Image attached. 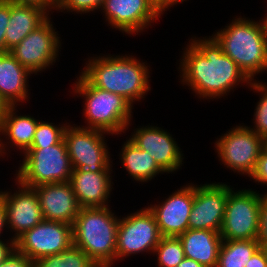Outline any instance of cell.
<instances>
[{"label": "cell", "mask_w": 267, "mask_h": 267, "mask_svg": "<svg viewBox=\"0 0 267 267\" xmlns=\"http://www.w3.org/2000/svg\"><path fill=\"white\" fill-rule=\"evenodd\" d=\"M198 39L190 40L179 66L181 81L196 95L202 99L220 98L239 83H251L212 36Z\"/></svg>", "instance_id": "1"}, {"label": "cell", "mask_w": 267, "mask_h": 267, "mask_svg": "<svg viewBox=\"0 0 267 267\" xmlns=\"http://www.w3.org/2000/svg\"><path fill=\"white\" fill-rule=\"evenodd\" d=\"M105 56L91 57L81 74L94 87L121 95L132 106L144 98L151 90L147 64L130 55Z\"/></svg>", "instance_id": "2"}, {"label": "cell", "mask_w": 267, "mask_h": 267, "mask_svg": "<svg viewBox=\"0 0 267 267\" xmlns=\"http://www.w3.org/2000/svg\"><path fill=\"white\" fill-rule=\"evenodd\" d=\"M119 218L107 207L80 208L72 225L73 245L83 250L98 267L116 261Z\"/></svg>", "instance_id": "3"}, {"label": "cell", "mask_w": 267, "mask_h": 267, "mask_svg": "<svg viewBox=\"0 0 267 267\" xmlns=\"http://www.w3.org/2000/svg\"><path fill=\"white\" fill-rule=\"evenodd\" d=\"M212 37L250 81L267 71V40L260 22L237 17Z\"/></svg>", "instance_id": "4"}, {"label": "cell", "mask_w": 267, "mask_h": 267, "mask_svg": "<svg viewBox=\"0 0 267 267\" xmlns=\"http://www.w3.org/2000/svg\"><path fill=\"white\" fill-rule=\"evenodd\" d=\"M74 85V93L85 98L83 114L88 124L85 128L111 135L125 133L124 130L130 126L133 109L127 100L121 95L94 87L82 74Z\"/></svg>", "instance_id": "5"}, {"label": "cell", "mask_w": 267, "mask_h": 267, "mask_svg": "<svg viewBox=\"0 0 267 267\" xmlns=\"http://www.w3.org/2000/svg\"><path fill=\"white\" fill-rule=\"evenodd\" d=\"M72 165L64 139L44 148H30L16 172V180L28 187L69 182Z\"/></svg>", "instance_id": "6"}, {"label": "cell", "mask_w": 267, "mask_h": 267, "mask_svg": "<svg viewBox=\"0 0 267 267\" xmlns=\"http://www.w3.org/2000/svg\"><path fill=\"white\" fill-rule=\"evenodd\" d=\"M228 186V198L224 220L220 230L223 240L257 239L259 212L265 196L252 189L234 192Z\"/></svg>", "instance_id": "7"}, {"label": "cell", "mask_w": 267, "mask_h": 267, "mask_svg": "<svg viewBox=\"0 0 267 267\" xmlns=\"http://www.w3.org/2000/svg\"><path fill=\"white\" fill-rule=\"evenodd\" d=\"M104 134L106 132L101 130L67 125L63 139L73 169H86L91 172L112 169Z\"/></svg>", "instance_id": "8"}, {"label": "cell", "mask_w": 267, "mask_h": 267, "mask_svg": "<svg viewBox=\"0 0 267 267\" xmlns=\"http://www.w3.org/2000/svg\"><path fill=\"white\" fill-rule=\"evenodd\" d=\"M218 157L227 168L250 176L255 169L265 140L248 126L240 125L216 140Z\"/></svg>", "instance_id": "9"}, {"label": "cell", "mask_w": 267, "mask_h": 267, "mask_svg": "<svg viewBox=\"0 0 267 267\" xmlns=\"http://www.w3.org/2000/svg\"><path fill=\"white\" fill-rule=\"evenodd\" d=\"M162 238L154 215L146 207L119 219L116 260L140 252H151ZM123 258V259H122Z\"/></svg>", "instance_id": "10"}, {"label": "cell", "mask_w": 267, "mask_h": 267, "mask_svg": "<svg viewBox=\"0 0 267 267\" xmlns=\"http://www.w3.org/2000/svg\"><path fill=\"white\" fill-rule=\"evenodd\" d=\"M47 18L9 52L30 73L36 74L56 62L61 48L58 32ZM60 47V48H59Z\"/></svg>", "instance_id": "11"}, {"label": "cell", "mask_w": 267, "mask_h": 267, "mask_svg": "<svg viewBox=\"0 0 267 267\" xmlns=\"http://www.w3.org/2000/svg\"><path fill=\"white\" fill-rule=\"evenodd\" d=\"M72 245V225L44 219L15 240L16 250L33 262L63 252Z\"/></svg>", "instance_id": "12"}, {"label": "cell", "mask_w": 267, "mask_h": 267, "mask_svg": "<svg viewBox=\"0 0 267 267\" xmlns=\"http://www.w3.org/2000/svg\"><path fill=\"white\" fill-rule=\"evenodd\" d=\"M227 198L228 185L224 183L194 185V200L188 229L212 230L220 233Z\"/></svg>", "instance_id": "13"}, {"label": "cell", "mask_w": 267, "mask_h": 267, "mask_svg": "<svg viewBox=\"0 0 267 267\" xmlns=\"http://www.w3.org/2000/svg\"><path fill=\"white\" fill-rule=\"evenodd\" d=\"M106 21L126 34H138L162 14L149 0H104L101 7Z\"/></svg>", "instance_id": "14"}, {"label": "cell", "mask_w": 267, "mask_h": 267, "mask_svg": "<svg viewBox=\"0 0 267 267\" xmlns=\"http://www.w3.org/2000/svg\"><path fill=\"white\" fill-rule=\"evenodd\" d=\"M17 182L18 191H0V198L6 208L7 228L15 232L16 240L24 232L32 229L43 220L38 195L34 188Z\"/></svg>", "instance_id": "15"}, {"label": "cell", "mask_w": 267, "mask_h": 267, "mask_svg": "<svg viewBox=\"0 0 267 267\" xmlns=\"http://www.w3.org/2000/svg\"><path fill=\"white\" fill-rule=\"evenodd\" d=\"M193 200L194 185L189 184L177 189L161 204L148 205L162 237H178L188 229Z\"/></svg>", "instance_id": "16"}, {"label": "cell", "mask_w": 267, "mask_h": 267, "mask_svg": "<svg viewBox=\"0 0 267 267\" xmlns=\"http://www.w3.org/2000/svg\"><path fill=\"white\" fill-rule=\"evenodd\" d=\"M129 138L141 150L149 152L157 165L166 173L180 169L183 153L172 135L157 126L135 129Z\"/></svg>", "instance_id": "17"}, {"label": "cell", "mask_w": 267, "mask_h": 267, "mask_svg": "<svg viewBox=\"0 0 267 267\" xmlns=\"http://www.w3.org/2000/svg\"><path fill=\"white\" fill-rule=\"evenodd\" d=\"M33 188L44 220L73 225L81 207L69 182L41 184Z\"/></svg>", "instance_id": "18"}, {"label": "cell", "mask_w": 267, "mask_h": 267, "mask_svg": "<svg viewBox=\"0 0 267 267\" xmlns=\"http://www.w3.org/2000/svg\"><path fill=\"white\" fill-rule=\"evenodd\" d=\"M111 171L113 170L103 169L101 172H91L86 169L72 170L69 183L81 208L108 206L110 191L113 189Z\"/></svg>", "instance_id": "19"}, {"label": "cell", "mask_w": 267, "mask_h": 267, "mask_svg": "<svg viewBox=\"0 0 267 267\" xmlns=\"http://www.w3.org/2000/svg\"><path fill=\"white\" fill-rule=\"evenodd\" d=\"M10 53H0V97L8 106H17L29 97L28 76H31Z\"/></svg>", "instance_id": "20"}, {"label": "cell", "mask_w": 267, "mask_h": 267, "mask_svg": "<svg viewBox=\"0 0 267 267\" xmlns=\"http://www.w3.org/2000/svg\"><path fill=\"white\" fill-rule=\"evenodd\" d=\"M178 238L183 245L185 257L197 261L203 267H216L223 241L219 232L187 229Z\"/></svg>", "instance_id": "21"}, {"label": "cell", "mask_w": 267, "mask_h": 267, "mask_svg": "<svg viewBox=\"0 0 267 267\" xmlns=\"http://www.w3.org/2000/svg\"><path fill=\"white\" fill-rule=\"evenodd\" d=\"M17 106H8L0 122V157L6 154V145L16 146L25 153L31 148L38 120L30 115H17ZM16 113V114H15ZM1 135H5L8 141L4 143ZM8 136V137H7ZM12 143V144H11ZM6 144V145H5ZM5 151V152H4Z\"/></svg>", "instance_id": "22"}, {"label": "cell", "mask_w": 267, "mask_h": 267, "mask_svg": "<svg viewBox=\"0 0 267 267\" xmlns=\"http://www.w3.org/2000/svg\"><path fill=\"white\" fill-rule=\"evenodd\" d=\"M48 17V14L39 7L10 3V20L5 33V53L18 45Z\"/></svg>", "instance_id": "23"}, {"label": "cell", "mask_w": 267, "mask_h": 267, "mask_svg": "<svg viewBox=\"0 0 267 267\" xmlns=\"http://www.w3.org/2000/svg\"><path fill=\"white\" fill-rule=\"evenodd\" d=\"M121 151V163L136 181L147 182L157 174L165 173L149 152L141 150L130 139L124 142Z\"/></svg>", "instance_id": "24"}, {"label": "cell", "mask_w": 267, "mask_h": 267, "mask_svg": "<svg viewBox=\"0 0 267 267\" xmlns=\"http://www.w3.org/2000/svg\"><path fill=\"white\" fill-rule=\"evenodd\" d=\"M259 248L257 239L223 240L216 267H245Z\"/></svg>", "instance_id": "25"}, {"label": "cell", "mask_w": 267, "mask_h": 267, "mask_svg": "<svg viewBox=\"0 0 267 267\" xmlns=\"http://www.w3.org/2000/svg\"><path fill=\"white\" fill-rule=\"evenodd\" d=\"M34 267H98L79 247L72 245L63 252L42 257L34 262Z\"/></svg>", "instance_id": "26"}, {"label": "cell", "mask_w": 267, "mask_h": 267, "mask_svg": "<svg viewBox=\"0 0 267 267\" xmlns=\"http://www.w3.org/2000/svg\"><path fill=\"white\" fill-rule=\"evenodd\" d=\"M153 253L158 255L159 267H177L185 258L183 245L178 237H162Z\"/></svg>", "instance_id": "27"}, {"label": "cell", "mask_w": 267, "mask_h": 267, "mask_svg": "<svg viewBox=\"0 0 267 267\" xmlns=\"http://www.w3.org/2000/svg\"><path fill=\"white\" fill-rule=\"evenodd\" d=\"M67 124L55 126L54 123L38 121L31 148H44L58 144L64 136ZM60 126V127H59Z\"/></svg>", "instance_id": "28"}, {"label": "cell", "mask_w": 267, "mask_h": 267, "mask_svg": "<svg viewBox=\"0 0 267 267\" xmlns=\"http://www.w3.org/2000/svg\"><path fill=\"white\" fill-rule=\"evenodd\" d=\"M251 89L255 90L254 92L261 93V98L255 107L254 117L255 125L253 130L256 134L260 135L264 140L267 139V85L266 83L262 84L260 81L255 82L251 81L249 84Z\"/></svg>", "instance_id": "29"}, {"label": "cell", "mask_w": 267, "mask_h": 267, "mask_svg": "<svg viewBox=\"0 0 267 267\" xmlns=\"http://www.w3.org/2000/svg\"><path fill=\"white\" fill-rule=\"evenodd\" d=\"M103 2L104 0H55L54 9L82 14L101 9Z\"/></svg>", "instance_id": "30"}, {"label": "cell", "mask_w": 267, "mask_h": 267, "mask_svg": "<svg viewBox=\"0 0 267 267\" xmlns=\"http://www.w3.org/2000/svg\"><path fill=\"white\" fill-rule=\"evenodd\" d=\"M253 180L263 185H267V148L264 147L257 159L256 166L249 176ZM267 195V193H266Z\"/></svg>", "instance_id": "31"}, {"label": "cell", "mask_w": 267, "mask_h": 267, "mask_svg": "<svg viewBox=\"0 0 267 267\" xmlns=\"http://www.w3.org/2000/svg\"><path fill=\"white\" fill-rule=\"evenodd\" d=\"M10 20V3L0 0V53H5V33Z\"/></svg>", "instance_id": "32"}, {"label": "cell", "mask_w": 267, "mask_h": 267, "mask_svg": "<svg viewBox=\"0 0 267 267\" xmlns=\"http://www.w3.org/2000/svg\"><path fill=\"white\" fill-rule=\"evenodd\" d=\"M0 267H34V262L15 249Z\"/></svg>", "instance_id": "33"}, {"label": "cell", "mask_w": 267, "mask_h": 267, "mask_svg": "<svg viewBox=\"0 0 267 267\" xmlns=\"http://www.w3.org/2000/svg\"><path fill=\"white\" fill-rule=\"evenodd\" d=\"M259 244L267 242V195L262 198L259 212V230L257 235Z\"/></svg>", "instance_id": "34"}, {"label": "cell", "mask_w": 267, "mask_h": 267, "mask_svg": "<svg viewBox=\"0 0 267 267\" xmlns=\"http://www.w3.org/2000/svg\"><path fill=\"white\" fill-rule=\"evenodd\" d=\"M13 5L36 6L43 9L48 15L49 11L54 10L55 0H3Z\"/></svg>", "instance_id": "35"}, {"label": "cell", "mask_w": 267, "mask_h": 267, "mask_svg": "<svg viewBox=\"0 0 267 267\" xmlns=\"http://www.w3.org/2000/svg\"><path fill=\"white\" fill-rule=\"evenodd\" d=\"M245 267H267V257L264 251L259 248L249 259L248 265Z\"/></svg>", "instance_id": "36"}, {"label": "cell", "mask_w": 267, "mask_h": 267, "mask_svg": "<svg viewBox=\"0 0 267 267\" xmlns=\"http://www.w3.org/2000/svg\"><path fill=\"white\" fill-rule=\"evenodd\" d=\"M4 242L6 241H2L0 239V264L4 260H6L10 256V254L16 249L15 240H13L12 238H10V242L9 240L7 241V243Z\"/></svg>", "instance_id": "37"}, {"label": "cell", "mask_w": 267, "mask_h": 267, "mask_svg": "<svg viewBox=\"0 0 267 267\" xmlns=\"http://www.w3.org/2000/svg\"><path fill=\"white\" fill-rule=\"evenodd\" d=\"M153 6L161 13L163 14V11H166L165 9H169V7L172 6V0H149Z\"/></svg>", "instance_id": "38"}, {"label": "cell", "mask_w": 267, "mask_h": 267, "mask_svg": "<svg viewBox=\"0 0 267 267\" xmlns=\"http://www.w3.org/2000/svg\"><path fill=\"white\" fill-rule=\"evenodd\" d=\"M4 227H7L6 208L3 200L0 198V234H2L1 231Z\"/></svg>", "instance_id": "39"}, {"label": "cell", "mask_w": 267, "mask_h": 267, "mask_svg": "<svg viewBox=\"0 0 267 267\" xmlns=\"http://www.w3.org/2000/svg\"><path fill=\"white\" fill-rule=\"evenodd\" d=\"M177 267H203L200 263L197 261L185 257L178 265Z\"/></svg>", "instance_id": "40"}, {"label": "cell", "mask_w": 267, "mask_h": 267, "mask_svg": "<svg viewBox=\"0 0 267 267\" xmlns=\"http://www.w3.org/2000/svg\"><path fill=\"white\" fill-rule=\"evenodd\" d=\"M263 30V35L265 39L267 40V15L264 17V19L259 21Z\"/></svg>", "instance_id": "41"}, {"label": "cell", "mask_w": 267, "mask_h": 267, "mask_svg": "<svg viewBox=\"0 0 267 267\" xmlns=\"http://www.w3.org/2000/svg\"><path fill=\"white\" fill-rule=\"evenodd\" d=\"M8 105L4 102V100L0 97V122L1 119L7 109Z\"/></svg>", "instance_id": "42"}, {"label": "cell", "mask_w": 267, "mask_h": 267, "mask_svg": "<svg viewBox=\"0 0 267 267\" xmlns=\"http://www.w3.org/2000/svg\"><path fill=\"white\" fill-rule=\"evenodd\" d=\"M260 248L264 251L265 256L267 257V242L261 243Z\"/></svg>", "instance_id": "43"}, {"label": "cell", "mask_w": 267, "mask_h": 267, "mask_svg": "<svg viewBox=\"0 0 267 267\" xmlns=\"http://www.w3.org/2000/svg\"><path fill=\"white\" fill-rule=\"evenodd\" d=\"M184 1H186V0H172V6L173 5H176V4H180L181 2H184Z\"/></svg>", "instance_id": "44"}, {"label": "cell", "mask_w": 267, "mask_h": 267, "mask_svg": "<svg viewBox=\"0 0 267 267\" xmlns=\"http://www.w3.org/2000/svg\"><path fill=\"white\" fill-rule=\"evenodd\" d=\"M265 147L267 148V139L265 140Z\"/></svg>", "instance_id": "45"}]
</instances>
